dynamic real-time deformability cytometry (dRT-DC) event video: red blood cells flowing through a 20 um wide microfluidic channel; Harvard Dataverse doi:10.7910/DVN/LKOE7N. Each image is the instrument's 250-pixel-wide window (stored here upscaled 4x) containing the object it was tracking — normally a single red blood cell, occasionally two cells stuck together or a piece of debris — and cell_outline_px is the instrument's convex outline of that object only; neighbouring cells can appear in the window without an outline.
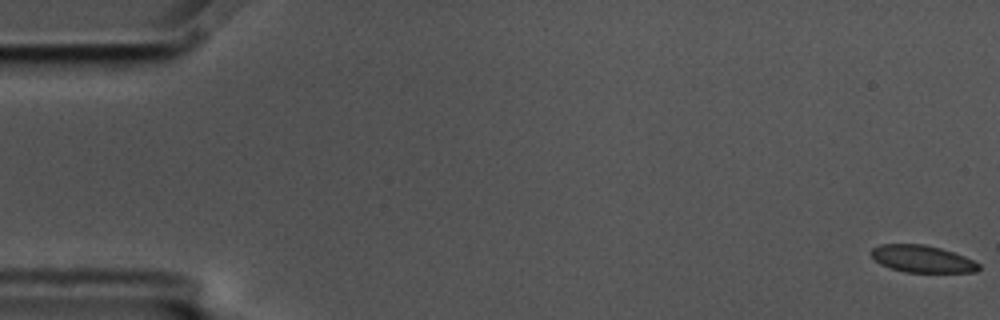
{"species": "common noctule bat (a hibernating species)", "species_latin": "Nyctalus noctula", "temperature_condition": "cold", "stored_images_in_passage": 57, "camera_frame_rate_fps": 3000, "um_per_image_px": 0.085, "animal": {"sex": "male", "body_mass_g": 17.5, "forearm_length_mm": 52.3}, "frame": {"image": 1, "passage_image": 1, "time_ms": 0.0, "image_size_px": [1000, 320], "cell_outline_px": [[980, 268], [976, 272], [904, 272], [880, 264], [868, 252], [872, 248], [880, 244], [924, 244], [940, 248], [964, 256], [980, 264]], "centroid_in_image_um": [78.36, 22.0], "position_along_channel_um": 6.6, "area_um2": 16.94}}
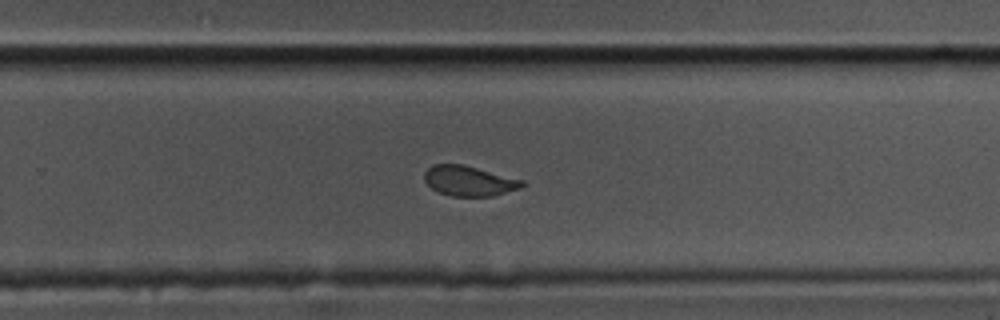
{"frame": {"image": 2, "passage_image": 37, "time_ms": 12.0, "image_size_px": [1000, 320], "cell_outline_px": [[524, 184], [520, 188], [492, 196], [452, 196], [436, 192], [424, 180], [424, 172], [432, 164], [464, 164], [524, 180]], "centroid_in_image_um": [39.85, 15.37], "position_along_channel_um": 290.0, "area_um2": 17.22}}
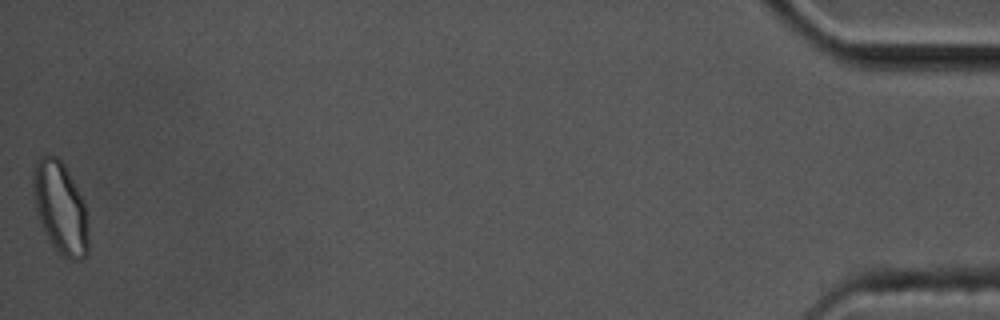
{"frame": {"image": 3, "passage_image": 57, "time_ms": 18.667, "image_size_px": [1000, 320], "cell_outline_px": [[88, 252], [80, 260], [72, 260], [64, 256], [52, 244], [36, 212], [32, 184], [32, 168], [36, 160], [40, 156], [48, 152], [56, 156], [64, 164], [84, 200], [88, 224]], "centroid_in_image_um": [5.12, 17.59], "position_along_channel_um": 430.1, "area_um2": 29.71}, "authors_computed_cell_mechanics": {"area_um2": 18.3226, "velocity_mm_per_s": 3.5628, "shape_relaxation_time_tau1_ms": 11.2893, "shape_relaxation_time_tau2_ms": null, "deformation_change_tau1": 0.1861, "deformation_change_tau2": null}}